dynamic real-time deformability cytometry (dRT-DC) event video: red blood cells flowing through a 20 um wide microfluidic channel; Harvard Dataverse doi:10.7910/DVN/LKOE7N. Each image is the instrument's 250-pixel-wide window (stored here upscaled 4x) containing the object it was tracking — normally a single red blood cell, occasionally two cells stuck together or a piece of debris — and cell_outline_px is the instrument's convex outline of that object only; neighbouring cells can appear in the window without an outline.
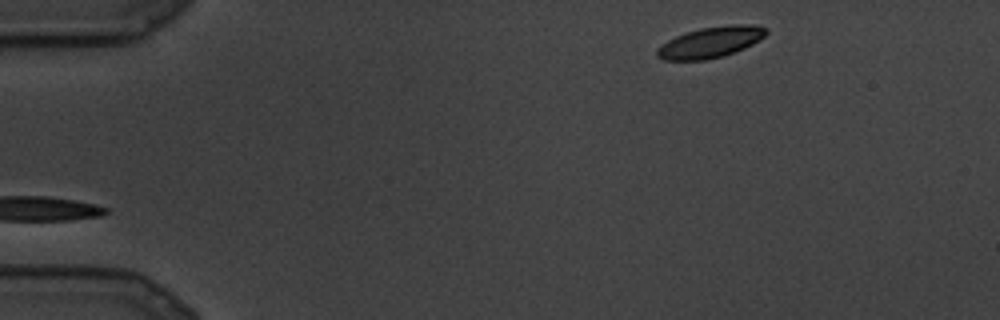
{"species": "common noctule bat (a hibernating species)", "species_latin": "Nyctalus noctula", "temperature_condition": "cold", "stored_images_in_passage": 12, "camera_frame_rate_fps": 3000, "um_per_image_px": 0.085, "animal": {"sex": "male", "body_mass_g": 19.5, "forearm_length_mm": 54.6}, "frame": {"image": 1, "passage_image": 1, "time_ms": 0.0, "image_size_px": [1000, 320], "cell_outline_px": [[768, 32], [764, 36], [752, 44], [744, 48], [724, 56], [704, 60], [664, 60], [656, 56], [656, 48], [668, 40], [676, 36], [700, 28], [732, 24], [752, 24], [768, 28]], "centroid_in_image_um": [60.4, 3.59], "position_along_channel_um": 24.6, "area_um2": 19.65}}
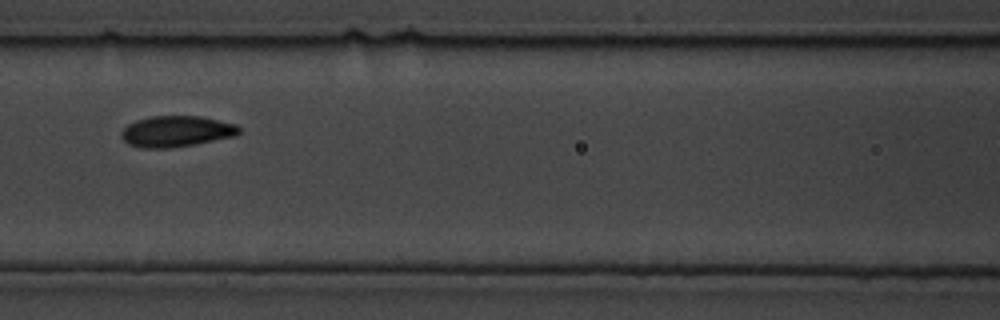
{"frame": {"image": 2, "passage_image": 9, "time_ms": 2.667, "image_size_px": [1000, 320], "cell_outline_px": [[240, 132], [236, 136], [196, 144], [172, 148], [140, 148], [128, 144], [120, 136], [120, 132], [128, 124], [136, 120], [152, 116], [200, 116], [236, 124], [240, 128]], "centroid_in_image_um": [14.98, 11.17], "position_along_channel_um": 151.6, "area_um2": 21.44}}
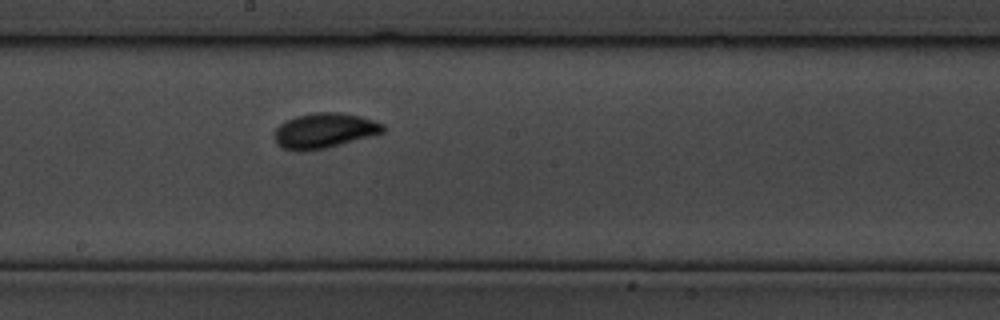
{"frame": {"image": 3, "passage_image": 12, "time_ms": 3.667, "image_size_px": [1000, 320], "cell_outline_px": [[384, 132], [376, 136], [324, 148], [300, 152], [280, 148], [276, 144], [276, 128], [284, 120], [296, 116], [316, 112], [332, 112], [360, 116], [384, 124]], "centroid_in_image_um": [27.57, 11.12], "position_along_channel_um": 220.6, "area_um2": 22.31}}